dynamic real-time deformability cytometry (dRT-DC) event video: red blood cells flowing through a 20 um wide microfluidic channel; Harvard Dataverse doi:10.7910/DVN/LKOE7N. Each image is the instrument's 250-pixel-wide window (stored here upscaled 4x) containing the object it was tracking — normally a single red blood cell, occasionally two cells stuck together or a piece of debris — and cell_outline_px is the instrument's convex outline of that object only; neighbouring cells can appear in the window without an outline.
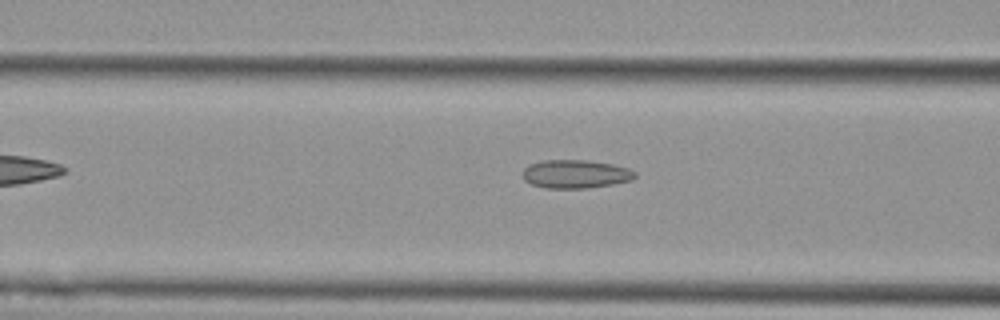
{"species": "Egyptian fruit bat (a non-hibernating species)", "species_latin": "Rousettus aegyptiacus", "temperature_condition": "cold", "stored_images_in_passage": 27, "camera_frame_rate_fps": 3000, "um_per_image_px": 0.085, "animal": {"sex": "female"}, "frame": {"image": 1, "passage_image": 6, "time_ms": 1.667, "image_size_px": [1000, 320], "cell_outline_px": [[636, 176], [632, 180], [612, 184], [588, 188], [548, 188], [532, 184], [524, 180], [520, 172], [528, 164], [544, 160], [588, 160], [612, 164], [628, 168], [636, 172]], "centroid_in_image_um": [48.89, 14.78], "position_along_channel_um": 117.7, "area_um2": 18.73}}
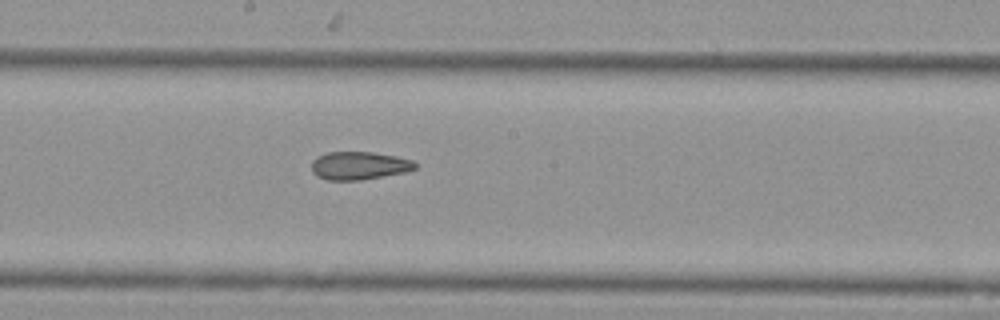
{"frame": {"image": 2, "passage_image": 14, "time_ms": 4.333, "image_size_px": [1000, 320], "cell_outline_px": [[416, 168], [404, 172], [360, 180], [328, 180], [316, 176], [312, 172], [312, 160], [316, 156], [328, 152], [372, 152], [396, 156], [412, 160], [416, 164]], "centroid_in_image_um": [30.48, 14.07], "position_along_channel_um": 217.7, "area_um2": 16.88}}
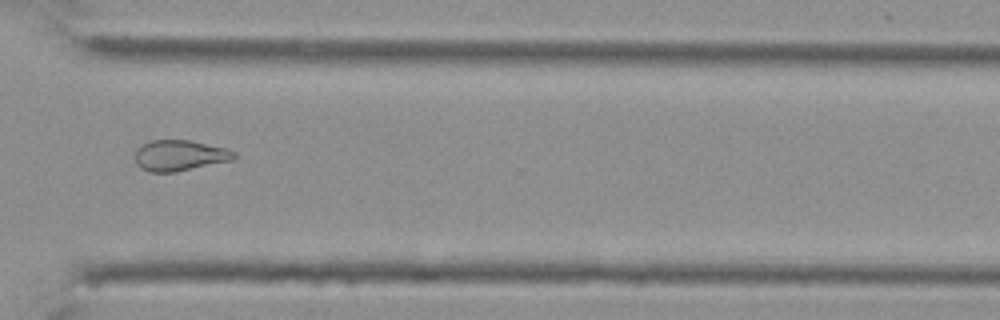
{"frame": {"image": 3, "passage_image": 25, "time_ms": 8.0, "image_size_px": [1000, 320], "cell_outline_px": [[236, 156], [232, 160], [176, 172], [148, 172], [140, 168], [136, 164], [136, 148], [152, 140], [188, 140], [224, 148], [236, 152]], "centroid_in_image_um": [15.24, 13.23], "position_along_channel_um": 355.4, "area_um2": 17.63}, "authors_computed_cell_mechanics": {"area_um2": 17.5134, "velocity_mm_per_s": 3.7522, "shape_relaxation_time_tau1_ms": null, "shape_relaxation_time_tau2_ms": 2.6424, "deformation_change_tau1": null, "deformation_change_tau2": 0.0902}}